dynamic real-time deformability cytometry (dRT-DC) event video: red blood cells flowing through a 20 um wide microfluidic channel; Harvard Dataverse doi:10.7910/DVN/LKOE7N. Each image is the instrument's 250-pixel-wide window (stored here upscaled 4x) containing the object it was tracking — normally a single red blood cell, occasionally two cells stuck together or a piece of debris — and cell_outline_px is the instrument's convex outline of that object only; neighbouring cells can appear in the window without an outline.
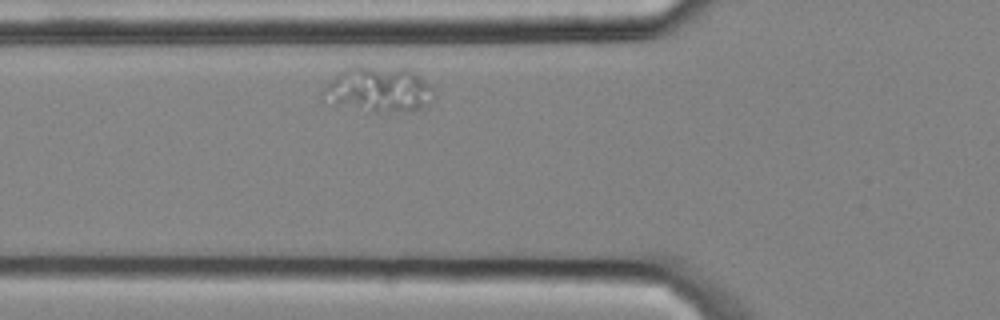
{"species": "common noctule bat (a hibernating species)", "species_latin": "Nyctalus noctula", "temperature_condition": "cold", "stored_images_in_passage": 3, "camera_frame_rate_fps": 3000, "um_per_image_px": 0.085, "animal": {"sex": "male", "body_mass_g": 20.4}, "frame": {"image": 1, "passage_image": 2, "time_ms": 0.333, "image_size_px": [1000, 320], "cell_outline_px": [[432, 100], [428, 104], [420, 108], [388, 112], [372, 112], [336, 104], [320, 96], [320, 92], [344, 68], [408, 68], [432, 84]], "centroid_in_image_um": [32.2, 7.62], "position_along_channel_um": 93.6, "area_um2": 28.61}}